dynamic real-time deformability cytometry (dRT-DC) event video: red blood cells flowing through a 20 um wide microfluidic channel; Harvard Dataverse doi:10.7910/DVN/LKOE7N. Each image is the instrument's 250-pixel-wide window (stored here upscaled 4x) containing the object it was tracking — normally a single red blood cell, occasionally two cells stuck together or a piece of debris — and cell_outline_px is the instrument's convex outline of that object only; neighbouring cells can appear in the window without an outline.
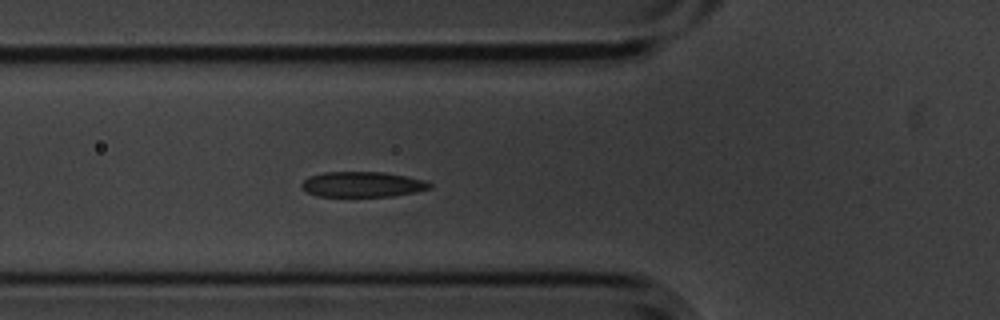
{"species": "common noctule bat (a hibernating species)", "species_latin": "Nyctalus noctula", "temperature_condition": "cold", "stored_images_in_passage": 4, "camera_frame_rate_fps": 3000, "um_per_image_px": 0.085, "animal": {"sex": "male", "body_mass_g": 20.1, "forearm_length_mm": 53.5}, "frame": {"image": 1, "passage_image": 4, "time_ms": 1.0, "image_size_px": [1000, 320], "cell_outline_px": [[432, 188], [416, 192], [392, 196], [316, 196], [300, 188], [300, 184], [308, 176], [324, 172], [384, 172], [424, 180], [432, 184]], "centroid_in_image_um": [30.78, 15.67], "position_along_channel_um": 95.0, "area_um2": 18.96}}